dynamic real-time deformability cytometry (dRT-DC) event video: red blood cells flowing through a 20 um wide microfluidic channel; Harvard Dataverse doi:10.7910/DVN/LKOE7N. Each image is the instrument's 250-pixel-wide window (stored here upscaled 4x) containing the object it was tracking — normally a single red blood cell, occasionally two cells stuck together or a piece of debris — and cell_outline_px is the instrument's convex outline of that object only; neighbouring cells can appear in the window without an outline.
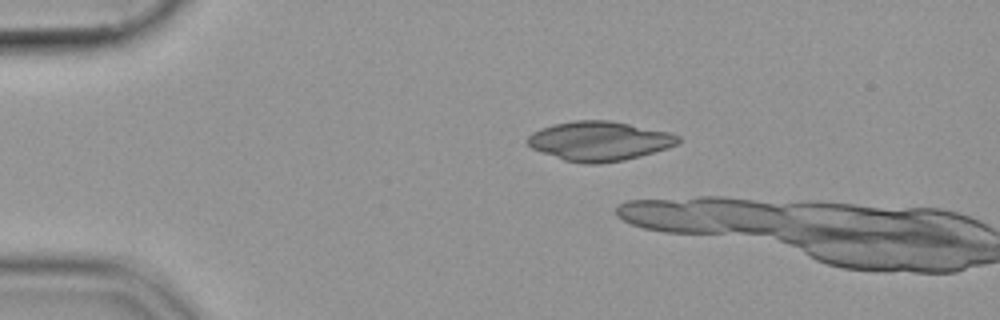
{"species": "common noctule bat (a hibernating species)", "species_latin": "Nyctalus noctula", "temperature_condition": "cold", "stored_images_in_passage": 13, "camera_frame_rate_fps": 3000, "um_per_image_px": 0.085, "animal": {"sex": "female", "body_mass_g": 19.9}, "frame": {"image": 1, "passage_image": 11, "time_ms": 3.333, "image_size_px": [1000, 320], "cell_outline_px": [[680, 140], [676, 144], [668, 148], [640, 156], [624, 160], [596, 164], [584, 164], [564, 160], [540, 152], [532, 148], [524, 140], [532, 132], [540, 128], [552, 124], [576, 120], [608, 120], [672, 132], [680, 136]], "centroid_in_image_um": [50.92, 11.98], "position_along_channel_um": 34.1, "area_um2": 34.8}}